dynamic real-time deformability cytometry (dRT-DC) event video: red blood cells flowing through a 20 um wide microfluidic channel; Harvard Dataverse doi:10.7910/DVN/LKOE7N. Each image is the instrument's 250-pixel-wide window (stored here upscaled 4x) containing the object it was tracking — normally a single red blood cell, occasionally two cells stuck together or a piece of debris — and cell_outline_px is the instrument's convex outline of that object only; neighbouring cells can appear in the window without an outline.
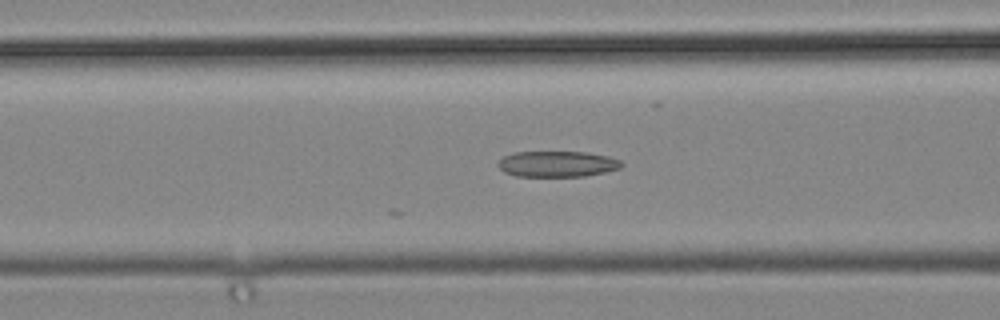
{"species": "common noctule bat (a hibernating species)", "species_latin": "Nyctalus noctula", "temperature_condition": "cold", "stored_images_in_passage": 48, "camera_frame_rate_fps": 3000, "um_per_image_px": 0.085, "animal": {"sex": "male", "body_mass_g": 19.2, "forearm_length_mm": 51.8}, "frame": {"image": 1, "passage_image": 18, "time_ms": 5.667, "image_size_px": [1000, 320], "cell_outline_px": [[624, 164], [620, 168], [604, 172], [584, 176], [516, 176], [504, 172], [496, 164], [504, 156], [516, 152], [588, 152], [608, 156], [620, 160]], "centroid_in_image_um": [47.37, 13.93], "position_along_channel_um": 119.2, "area_um2": 18.55}}
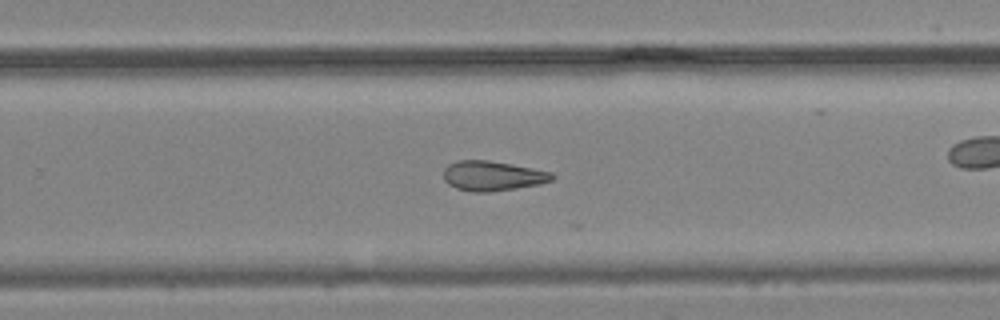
{"frame": {"image": 2, "passage_image": 30, "time_ms": 9.667, "image_size_px": [1000, 320], "cell_outline_px": [[556, 176], [552, 180], [540, 184], [492, 192], [472, 192], [456, 188], [448, 184], [444, 180], [444, 168], [448, 164], [460, 160], [488, 160], [532, 168], [552, 172]], "centroid_in_image_um": [41.86, 14.95], "position_along_channel_um": 287.9, "area_um2": 18.9}}
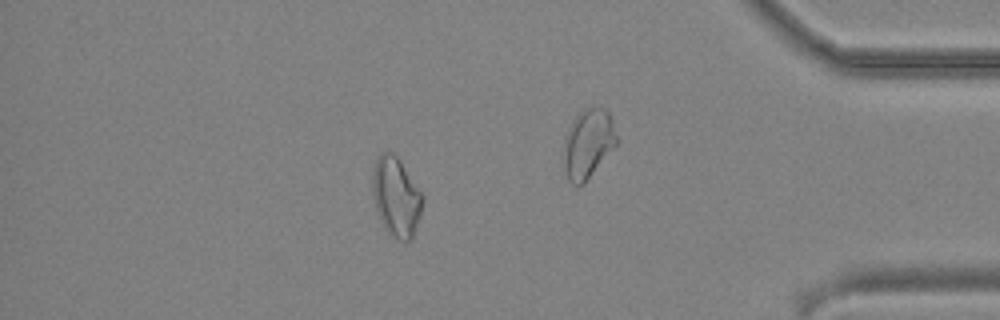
{"frame": {"image": 3, "passage_image": 41, "time_ms": 13.333, "image_size_px": [1000, 320], "cell_outline_px": [[424, 200], [420, 216], [412, 240], [400, 240], [388, 232], [380, 220], [376, 208], [372, 192], [372, 168], [376, 156], [380, 152], [392, 152], [400, 160], [424, 196]], "centroid_in_image_um": [33.66, 16.69], "position_along_channel_um": 401.5, "area_um2": 23.29}}